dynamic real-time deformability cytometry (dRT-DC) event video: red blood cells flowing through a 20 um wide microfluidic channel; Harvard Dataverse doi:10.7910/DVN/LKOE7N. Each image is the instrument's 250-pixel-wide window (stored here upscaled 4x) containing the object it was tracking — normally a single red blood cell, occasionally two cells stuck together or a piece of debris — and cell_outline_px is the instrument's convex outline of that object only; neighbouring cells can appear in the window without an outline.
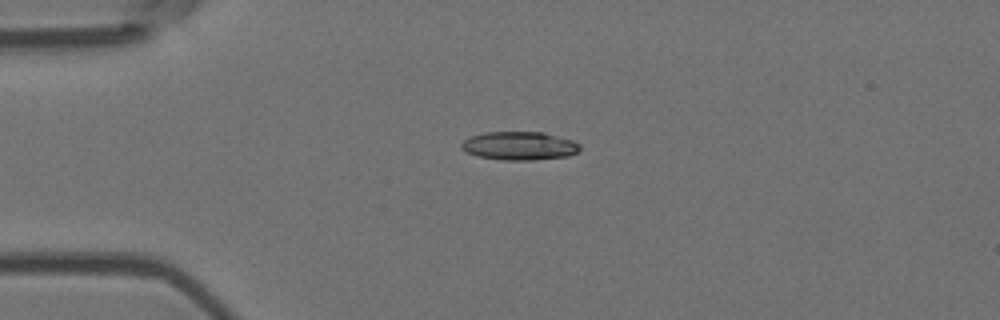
{"species": "Egyptian fruit bat (a non-hibernating species)", "species_latin": "Rousettus aegyptiacus", "temperature_condition": "room temperature", "stored_images_in_passage": 6, "camera_frame_rate_fps": 3000, "um_per_image_px": 0.085, "animal": {"sex": "female"}, "frame": {"image": 1, "passage_image": 4, "time_ms": 1.0, "image_size_px": [1000, 320], "cell_outline_px": [[580, 148], [576, 152], [568, 156], [532, 160], [504, 160], [480, 156], [468, 152], [460, 148], [460, 144], [464, 140], [472, 136], [484, 132], [544, 132], [572, 140], [580, 144]], "centroid_in_image_um": [44.16, 12.39], "position_along_channel_um": 40.8, "area_um2": 19.48}}